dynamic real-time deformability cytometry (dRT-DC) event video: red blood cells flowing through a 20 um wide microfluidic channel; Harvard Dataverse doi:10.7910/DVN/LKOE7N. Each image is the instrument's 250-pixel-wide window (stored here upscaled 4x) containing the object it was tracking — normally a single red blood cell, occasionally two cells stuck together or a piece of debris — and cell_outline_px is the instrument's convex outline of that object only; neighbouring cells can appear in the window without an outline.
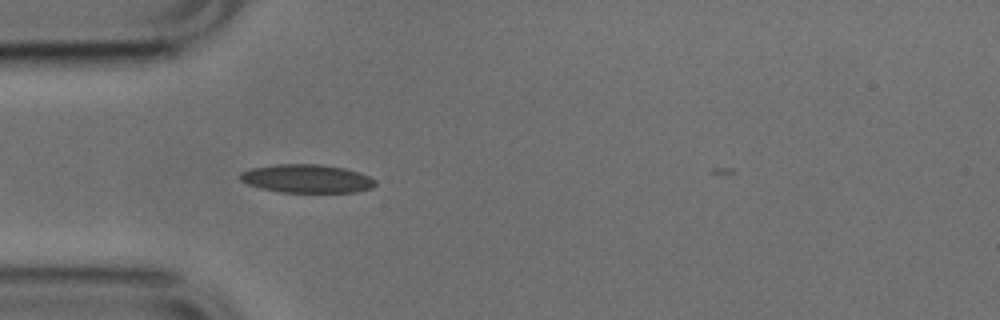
{"species": "common noctule bat (a hibernating species)", "species_latin": "Nyctalus noctula", "temperature_condition": "cold", "stored_images_in_passage": 33, "camera_frame_rate_fps": 3000, "um_per_image_px": 0.085, "animal": {"sex": "male", "body_mass_g": 17.9, "forearm_length_mm": 54.2}, "frame": {"image": 1, "passage_image": 1, "time_ms": 0.0, "image_size_px": [1000, 320], "cell_outline_px": [[376, 184], [372, 188], [356, 192], [280, 192], [260, 188], [248, 184], [240, 180], [240, 172], [248, 168], [276, 164], [320, 164], [344, 168], [360, 172], [376, 180]], "centroid_in_image_um": [26.07, 15.18], "position_along_channel_um": 58.9, "area_um2": 22.54}}
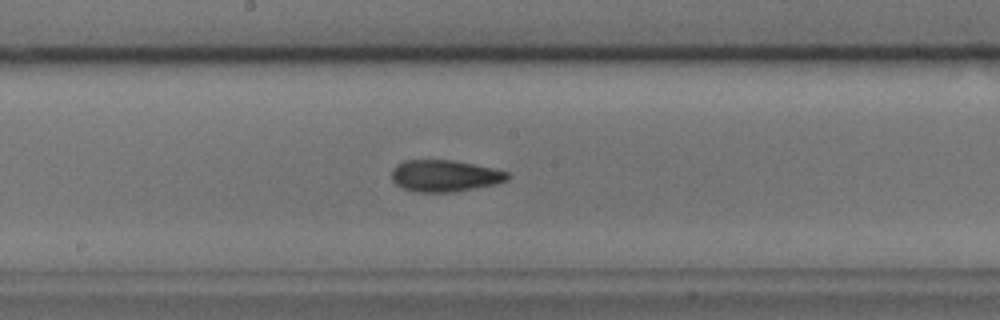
{"frame": {"image": 2, "passage_image": 13, "time_ms": 4.0, "image_size_px": [1000, 320], "cell_outline_px": [[508, 180], [496, 184], [452, 192], [416, 192], [404, 188], [396, 184], [392, 180], [392, 168], [396, 164], [404, 160], [452, 160], [492, 168], [508, 172]], "centroid_in_image_um": [37.77, 14.94], "position_along_channel_um": 210.4, "area_um2": 21.27}}
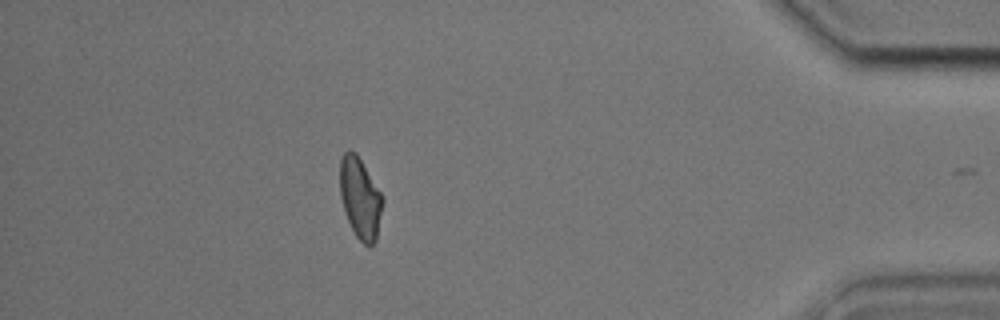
{"frame": {"image": 3, "passage_image": 32, "time_ms": 10.333, "image_size_px": [1000, 320], "cell_outline_px": [[384, 200], [376, 240], [368, 248], [356, 236], [344, 212], [340, 196], [340, 160], [344, 152], [348, 148], [356, 152], [384, 196]], "centroid_in_image_um": [30.62, 16.81], "position_along_channel_um": 404.6, "area_um2": 20.4}, "authors_computed_cell_mechanics": {"area_um2": 20.808, "velocity_mm_per_s": 3.8286, "shape_relaxation_time_tau1_ms": 10.8266, "shape_relaxation_time_tau2_ms": 3.4713, "deformation_change_tau1": 0.2176, "deformation_change_tau2": 0.1037}}